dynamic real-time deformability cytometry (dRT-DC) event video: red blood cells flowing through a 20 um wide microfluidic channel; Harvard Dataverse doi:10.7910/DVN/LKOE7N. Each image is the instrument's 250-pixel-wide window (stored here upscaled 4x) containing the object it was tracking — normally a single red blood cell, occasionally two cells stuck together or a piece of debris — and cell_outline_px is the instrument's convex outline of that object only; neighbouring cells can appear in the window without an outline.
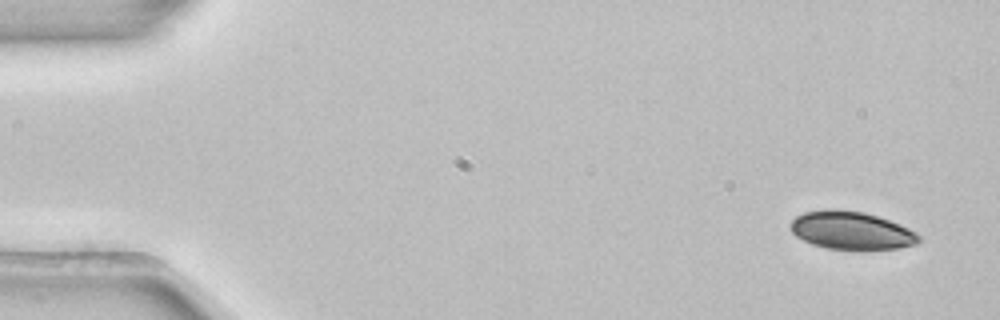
{"species": "common noctule bat (a hibernating species)", "species_latin": "Nyctalus noctula", "temperature_condition": "room temperature", "stored_images_in_passage": 4, "camera_frame_rate_fps": 3000, "um_per_image_px": 0.085, "animal": {"sex": "female", "body_mass_g": 22.7, "forearm_length_mm": 54.2}, "frame": {"image": 1, "passage_image": 1, "time_ms": 0.0, "image_size_px": [1000, 320], "cell_outline_px": [[920, 240], [916, 244], [900, 248], [828, 248], [812, 244], [796, 236], [792, 232], [792, 220], [796, 216], [804, 212], [824, 208], [836, 208], [864, 212], [900, 224], [916, 232], [920, 236]], "centroid_in_image_um": [72.35, 19.55], "position_along_channel_um": 12.6, "area_um2": 28.03}}
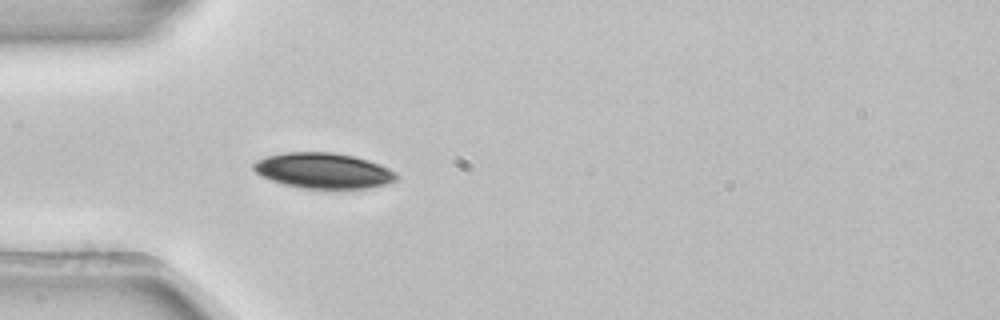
{"frame": {"image": 2, "passage_image": 4, "time_ms": 1.0, "image_size_px": [1000, 320], "cell_outline_px": [[400, 176], [396, 180], [388, 184], [364, 188], [300, 188], [284, 184], [260, 176], [252, 168], [252, 164], [256, 160], [268, 156], [284, 152], [332, 152], [352, 156], [368, 160], [380, 164], [396, 172]], "centroid_in_image_um": [27.49, 14.5], "position_along_channel_um": 57.5, "area_um2": 29.59}}